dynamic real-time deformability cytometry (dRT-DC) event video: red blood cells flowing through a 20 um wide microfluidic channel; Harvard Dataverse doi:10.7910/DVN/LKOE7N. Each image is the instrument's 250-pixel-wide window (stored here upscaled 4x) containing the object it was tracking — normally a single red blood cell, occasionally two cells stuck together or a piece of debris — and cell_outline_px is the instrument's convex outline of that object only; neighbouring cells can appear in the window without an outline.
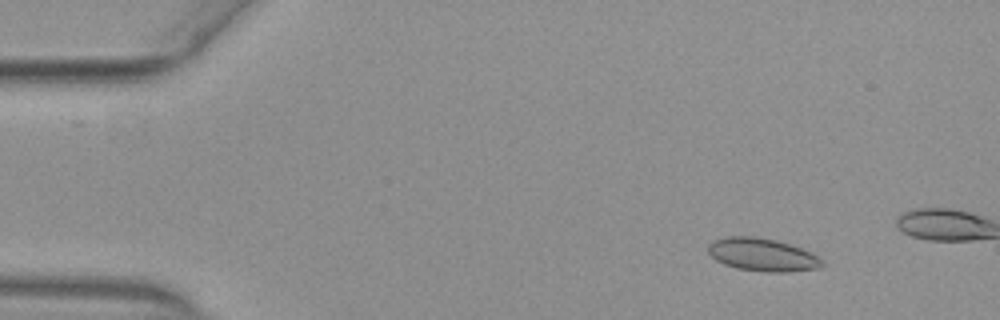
{"species": "common noctule bat (a hibernating species)", "species_latin": "Nyctalus noctula", "temperature_condition": "warm", "stored_images_in_passage": 10, "camera_frame_rate_fps": 3000, "um_per_image_px": 0.085, "animal": {"sex": "female", "body_mass_g": 29.2, "forearm_length_mm": 56.3}, "frame": {"image": 1, "passage_image": 1, "time_ms": 0.0, "image_size_px": [1000, 320], "cell_outline_px": [[824, 264], [820, 268], [788, 272], [764, 272], [736, 268], [724, 264], [716, 260], [708, 252], [708, 244], [712, 240], [724, 236], [756, 236], [776, 240], [792, 244], [804, 248], [820, 256], [824, 260]], "centroid_in_image_um": [64.84, 21.64], "position_along_channel_um": 20.2, "area_um2": 22.43}}